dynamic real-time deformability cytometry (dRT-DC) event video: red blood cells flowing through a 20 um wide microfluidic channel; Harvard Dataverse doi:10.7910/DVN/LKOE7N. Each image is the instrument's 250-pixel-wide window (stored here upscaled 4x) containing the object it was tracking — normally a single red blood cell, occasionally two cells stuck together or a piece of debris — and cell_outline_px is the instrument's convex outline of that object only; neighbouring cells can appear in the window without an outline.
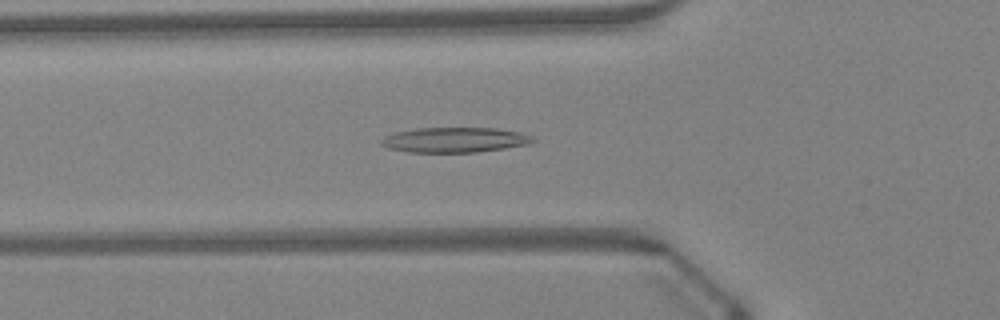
{"species": "Egyptian fruit bat (a non-hibernating species)", "species_latin": "Rousettus aegyptiacus", "temperature_condition": "warm", "stored_images_in_passage": 45, "camera_frame_rate_fps": 3000, "um_per_image_px": 0.085, "animal": {"sex": "female"}, "frame": {"image": 1, "passage_image": 15, "time_ms": 4.667, "image_size_px": [1000, 320], "cell_outline_px": [[536, 140], [528, 144], [504, 148], [476, 152], [408, 152], [388, 148], [380, 144], [380, 140], [384, 136], [396, 132], [416, 128], [496, 128], [520, 132], [532, 136]], "centroid_in_image_um": [38.63, 11.89], "position_along_channel_um": 87.2, "area_um2": 22.14}}
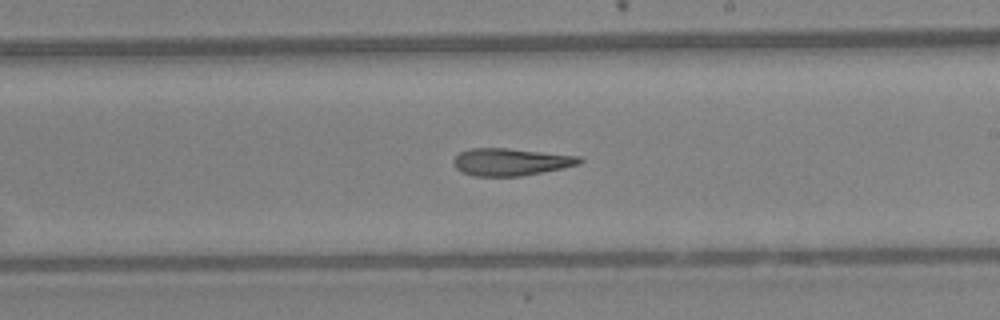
{"frame": {"image": 2, "passage_image": 26, "time_ms": 8.333, "image_size_px": [1000, 320], "cell_outline_px": [[584, 160], [580, 164], [564, 168], [520, 176], [472, 176], [460, 172], [452, 164], [452, 160], [460, 152], [472, 148], [504, 148], [580, 156]], "centroid_in_image_um": [43.39, 13.77], "position_along_channel_um": 245.6, "area_um2": 20.11}}
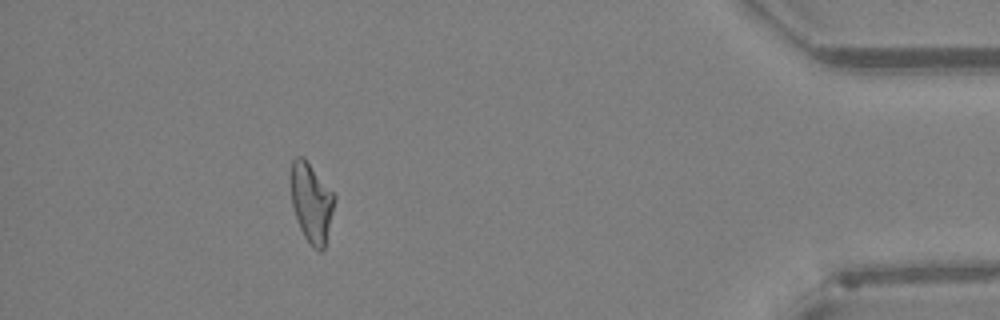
{"frame": {"image": 3, "passage_image": 41, "time_ms": 13.333, "image_size_px": [1000, 320], "cell_outline_px": [[336, 200], [324, 248], [320, 252], [312, 248], [304, 236], [300, 228], [292, 204], [292, 160], [296, 156], [304, 156], [336, 196]], "centroid_in_image_um": [26.5, 17.23], "position_along_channel_um": 408.7, "area_um2": 20.0}, "authors_computed_cell_mechanics": {"area_um2": 21.0392, "velocity_mm_per_s": 4.3284, "shape_relaxation_time_tau1_ms": null, "shape_relaxation_time_tau2_ms": 6.8557, "deformation_change_tau1": null, "deformation_change_tau2": 0.2165}}